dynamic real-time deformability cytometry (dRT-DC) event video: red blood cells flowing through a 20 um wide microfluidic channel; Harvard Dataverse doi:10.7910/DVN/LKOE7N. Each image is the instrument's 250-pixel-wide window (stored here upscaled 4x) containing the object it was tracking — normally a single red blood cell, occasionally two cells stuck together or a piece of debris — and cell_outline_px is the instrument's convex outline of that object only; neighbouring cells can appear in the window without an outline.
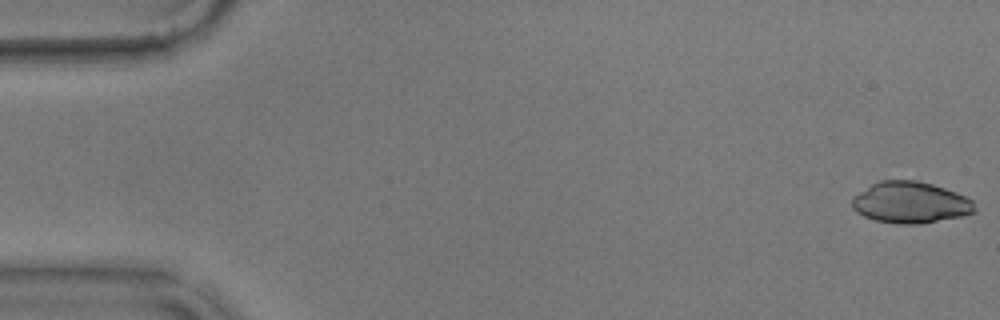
{"species": "common noctule bat (a hibernating species)", "species_latin": "Nyctalus noctula", "temperature_condition": "warm", "stored_images_in_passage": 56, "camera_frame_rate_fps": 3000, "um_per_image_px": 0.085, "animal": {"sex": "male", "body_mass_g": 17.9}, "frame": {"image": 1, "passage_image": 1, "time_ms": 0.0, "image_size_px": [1000, 320], "cell_outline_px": [[976, 212], [960, 216], [920, 224], [900, 224], [876, 220], [864, 216], [856, 212], [852, 208], [852, 196], [872, 184], [880, 180], [916, 180], [932, 184], [956, 192], [972, 200], [976, 208]], "centroid_in_image_um": [77.37, 17.21], "position_along_channel_um": 7.6, "area_um2": 29.54}}
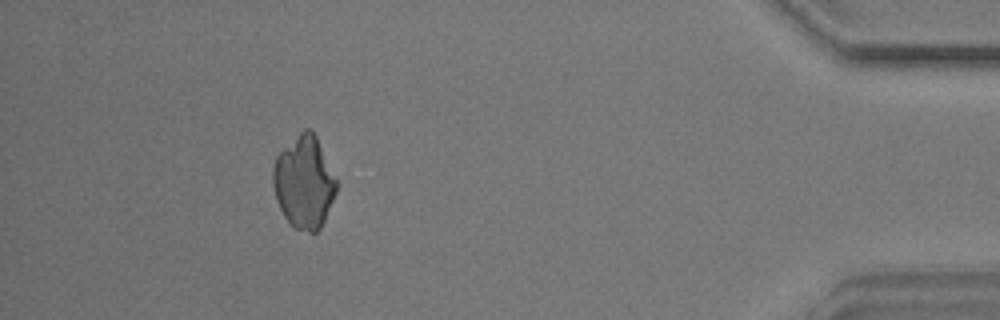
{"frame": {"image": 2, "passage_image": 51, "time_ms": 16.667, "image_size_px": [1000, 320], "cell_outline_px": [[336, 192], [324, 220], [320, 228], [316, 232], [308, 232], [296, 228], [284, 216], [276, 200], [272, 184], [272, 168], [276, 156], [304, 128], [308, 128], [316, 136], [336, 180]], "centroid_in_image_um": [25.82, 15.49], "position_along_channel_um": 409.4, "area_um2": 33.58}}